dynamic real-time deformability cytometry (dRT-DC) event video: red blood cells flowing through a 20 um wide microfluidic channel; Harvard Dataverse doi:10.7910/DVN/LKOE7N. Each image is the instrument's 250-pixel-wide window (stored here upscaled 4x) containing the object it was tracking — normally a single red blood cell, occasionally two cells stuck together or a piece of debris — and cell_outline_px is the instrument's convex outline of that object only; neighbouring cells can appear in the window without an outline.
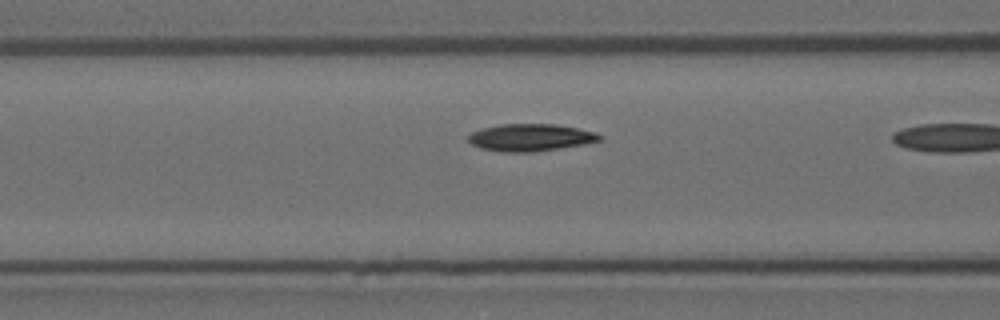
{"species": "Egyptian fruit bat (a non-hibernating species)", "species_latin": "Rousettus aegyptiacus", "temperature_condition": "room temperature", "stored_images_in_passage": 9, "camera_frame_rate_fps": 3000, "um_per_image_px": 0.085, "animal": {"sex": "female"}, "frame": {"image": 1, "passage_image": 8, "time_ms": 2.333, "image_size_px": [1000, 320], "cell_outline_px": [[600, 140], [584, 144], [560, 148], [532, 152], [504, 152], [480, 148], [472, 144], [468, 140], [468, 136], [472, 132], [484, 128], [500, 124], [556, 124], [596, 132], [600, 136]], "centroid_in_image_um": [45.07, 11.69], "position_along_channel_um": 121.5, "area_um2": 20.63}}